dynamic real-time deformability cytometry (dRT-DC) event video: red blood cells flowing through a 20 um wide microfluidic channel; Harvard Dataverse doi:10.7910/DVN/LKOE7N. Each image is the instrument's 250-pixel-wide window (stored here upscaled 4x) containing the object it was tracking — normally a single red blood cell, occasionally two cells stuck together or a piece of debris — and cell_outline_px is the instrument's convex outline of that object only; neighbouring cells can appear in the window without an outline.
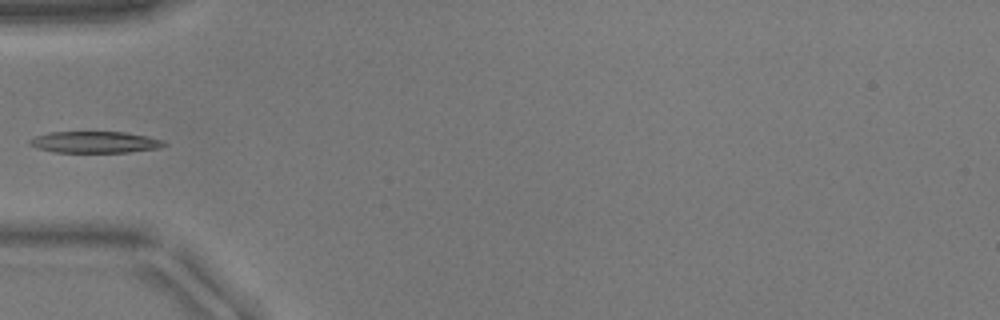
{"species": "common noctule bat (a hibernating species)", "species_latin": "Nyctalus noctula", "temperature_condition": "warm", "stored_images_in_passage": 26, "camera_frame_rate_fps": 3000, "um_per_image_px": 0.085, "animal": {"sex": "male", "body_mass_g": 17.9}, "frame": {"image": 1, "passage_image": 1, "time_ms": 0.0, "image_size_px": [1000, 320], "cell_outline_px": [[168, 144], [160, 148], [128, 152], [56, 152], [40, 148], [28, 144], [28, 140], [36, 136], [48, 132], [124, 132], [148, 136], [164, 140]], "centroid_in_image_um": [8.11, 12.08], "position_along_channel_um": 76.9, "area_um2": 16.82}}
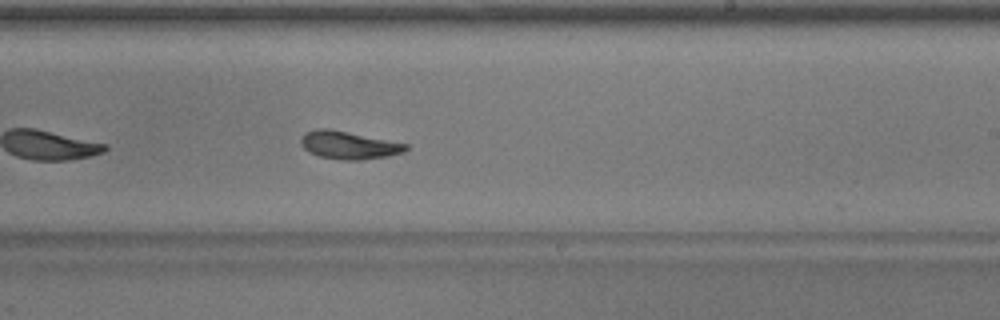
{"frame": {"image": 2, "passage_image": 15, "time_ms": 4.667, "image_size_px": [1000, 320], "cell_outline_px": [[408, 148], [404, 152], [388, 156], [360, 160], [340, 160], [320, 156], [308, 152], [300, 144], [300, 136], [304, 132], [316, 128], [328, 128], [408, 144]], "centroid_in_image_um": [29.59, 12.33], "position_along_channel_um": 259.4, "area_um2": 17.11}}
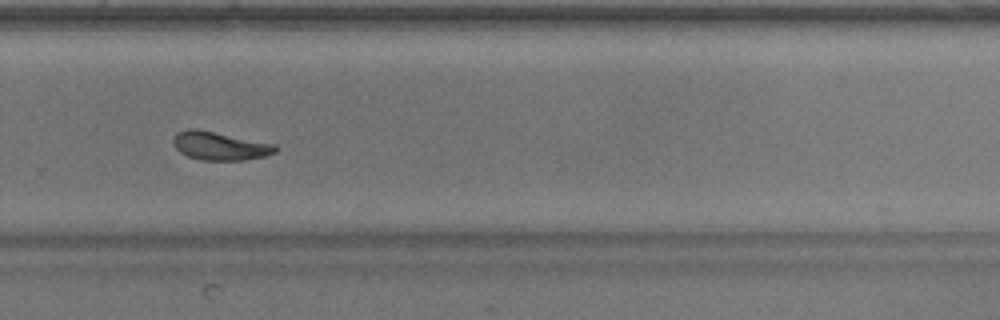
{"frame": {"image": 3, "passage_image": 19, "time_ms": 6.0, "image_size_px": [1000, 320], "cell_outline_px": [[280, 148], [276, 152], [264, 156], [244, 160], [200, 160], [188, 156], [180, 152], [176, 148], [172, 140], [176, 132], [188, 128], [196, 128], [276, 144]], "centroid_in_image_um": [18.69, 12.39], "position_along_channel_um": 311.1, "area_um2": 17.05}}